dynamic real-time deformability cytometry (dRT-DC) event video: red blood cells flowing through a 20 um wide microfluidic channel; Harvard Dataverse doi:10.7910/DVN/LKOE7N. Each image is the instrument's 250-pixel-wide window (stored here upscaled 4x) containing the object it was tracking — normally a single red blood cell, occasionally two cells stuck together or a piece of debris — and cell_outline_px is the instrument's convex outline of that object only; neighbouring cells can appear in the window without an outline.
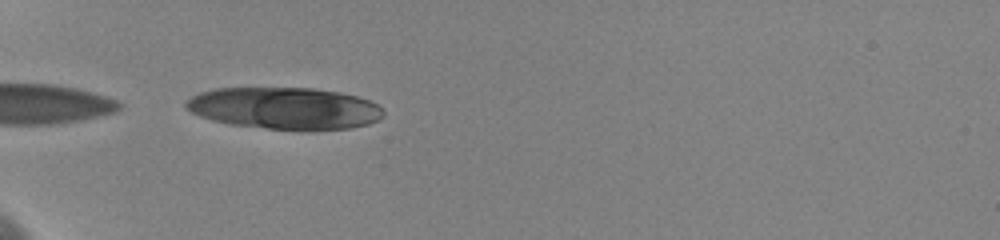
{"species": "human", "species_latin": "Homo sapiens", "temperature_condition": "cold", "stored_images_in_passage": 5, "camera_frame_rate_fps": 3000, "um_per_image_px": 0.085, "donor": {"sex": "female"}, "frame": {"image": 1, "passage_image": 1, "time_ms": 0.0, "image_size_px": [1000, 240], "cell_outline_px": [[384, 116], [368, 124], [352, 128], [268, 128], [228, 124], [212, 120], [200, 116], [184, 108], [184, 104], [192, 96], [200, 92], [216, 88], [312, 88], [340, 92], [356, 96], [368, 100], [376, 104], [384, 112]], "centroid_in_image_um": [24.15, 9.18], "position_along_channel_um": 60.8, "area_um2": 47.45}}